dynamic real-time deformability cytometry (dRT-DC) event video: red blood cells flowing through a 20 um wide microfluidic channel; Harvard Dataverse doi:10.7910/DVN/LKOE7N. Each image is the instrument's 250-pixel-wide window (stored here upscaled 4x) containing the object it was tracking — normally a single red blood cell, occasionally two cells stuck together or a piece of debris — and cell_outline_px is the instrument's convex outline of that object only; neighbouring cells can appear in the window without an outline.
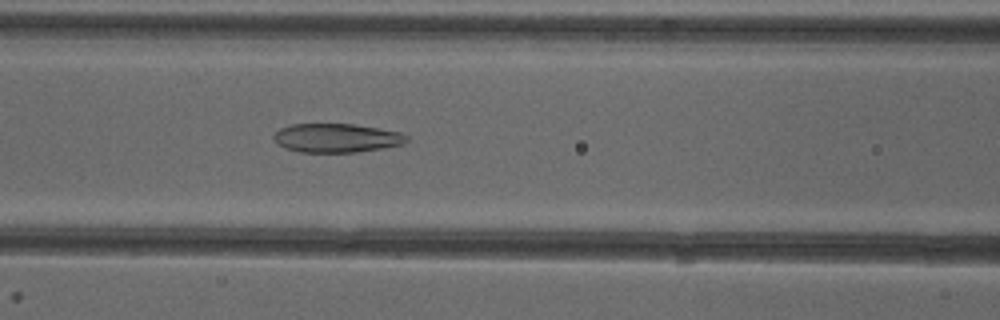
{"species": "common noctule bat (a hibernating species)", "species_latin": "Nyctalus noctula", "temperature_condition": "cold", "stored_images_in_passage": 46, "camera_frame_rate_fps": 3000, "um_per_image_px": 0.085, "animal": {"sex": "female"}, "frame": {"image": 1, "passage_image": 22, "time_ms": 7.0, "image_size_px": [1000, 320], "cell_outline_px": [[408, 140], [400, 144], [380, 148], [356, 152], [300, 152], [284, 148], [272, 136], [280, 128], [292, 124], [352, 124], [400, 132], [408, 136]], "centroid_in_image_um": [28.57, 11.72], "position_along_channel_um": 138.0, "area_um2": 22.02}}
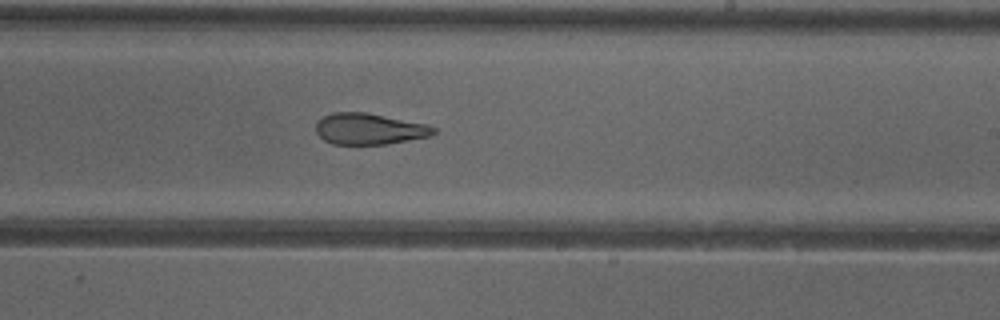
{"frame": {"image": 2, "passage_image": 31, "time_ms": 10.0, "image_size_px": [1000, 320], "cell_outline_px": [[436, 132], [432, 136], [388, 144], [332, 144], [324, 140], [316, 132], [316, 124], [324, 116], [332, 112], [368, 112], [428, 124], [436, 128]], "centroid_in_image_um": [31.43, 10.95], "position_along_channel_um": 257.6, "area_um2": 21.62}}
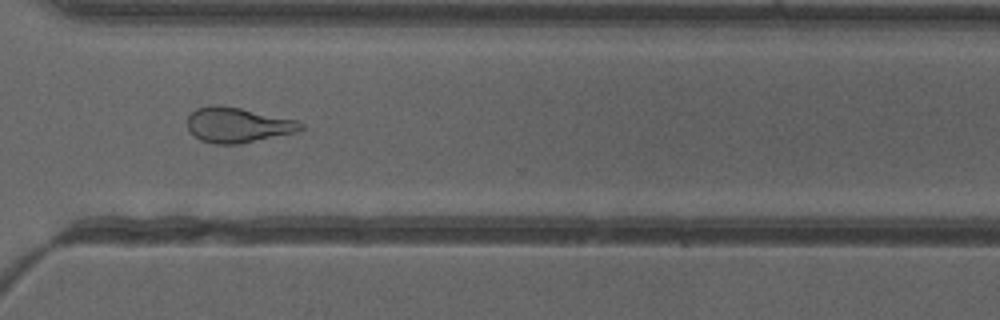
{"frame": {"image": 3, "passage_image": 38, "time_ms": 12.333, "image_size_px": [1000, 320], "cell_outline_px": [[304, 128], [296, 132], [240, 144], [216, 144], [200, 140], [188, 132], [188, 116], [196, 108], [212, 104], [220, 104], [240, 108], [296, 120], [304, 124]], "centroid_in_image_um": [20.17, 10.62], "position_along_channel_um": 350.4, "area_um2": 23.29}, "authors_computed_cell_mechanics": {"area_um2": 24.6517, "velocity_mm_per_s": 3.9868, "shape_relaxation_time_tau1_ms": null, "shape_relaxation_time_tau2_ms": 2.3187, "deformation_change_tau1": null, "deformation_change_tau2": 0.0999}}